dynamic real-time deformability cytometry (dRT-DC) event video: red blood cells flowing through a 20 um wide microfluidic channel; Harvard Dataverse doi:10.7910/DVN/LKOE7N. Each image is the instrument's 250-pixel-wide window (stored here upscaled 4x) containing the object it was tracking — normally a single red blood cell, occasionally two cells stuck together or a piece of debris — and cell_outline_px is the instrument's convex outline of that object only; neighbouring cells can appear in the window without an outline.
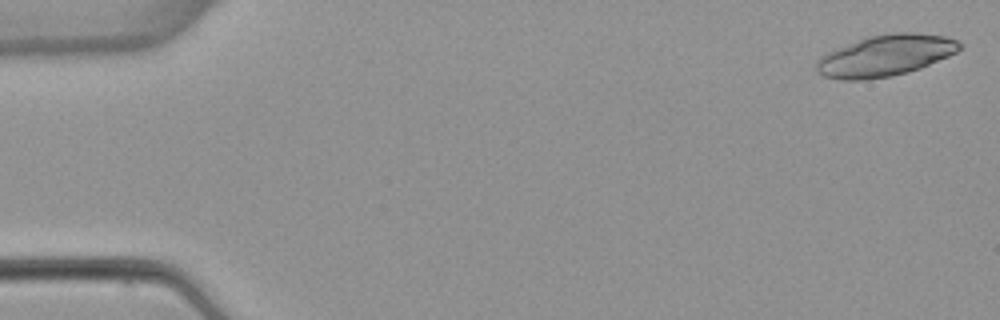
{"species": "common noctule bat (a hibernating species)", "species_latin": "Nyctalus noctula", "temperature_condition": "warm", "stored_images_in_passage": 4, "camera_frame_rate_fps": 3000, "um_per_image_px": 0.085, "animal": {"sex": "female", "body_mass_g": 22.7, "forearm_length_mm": 54.2}, "frame": {"image": 1, "passage_image": 1, "time_ms": 0.0, "image_size_px": [1000, 320], "cell_outline_px": [[964, 44], [956, 52], [948, 56], [920, 68], [908, 72], [892, 76], [868, 80], [840, 80], [824, 76], [816, 72], [816, 60], [820, 56], [836, 48], [872, 36], [896, 32], [912, 32], [944, 36], [956, 40]], "centroid_in_image_um": [75.24, 4.74], "position_along_channel_um": 9.8, "area_um2": 34.28}}